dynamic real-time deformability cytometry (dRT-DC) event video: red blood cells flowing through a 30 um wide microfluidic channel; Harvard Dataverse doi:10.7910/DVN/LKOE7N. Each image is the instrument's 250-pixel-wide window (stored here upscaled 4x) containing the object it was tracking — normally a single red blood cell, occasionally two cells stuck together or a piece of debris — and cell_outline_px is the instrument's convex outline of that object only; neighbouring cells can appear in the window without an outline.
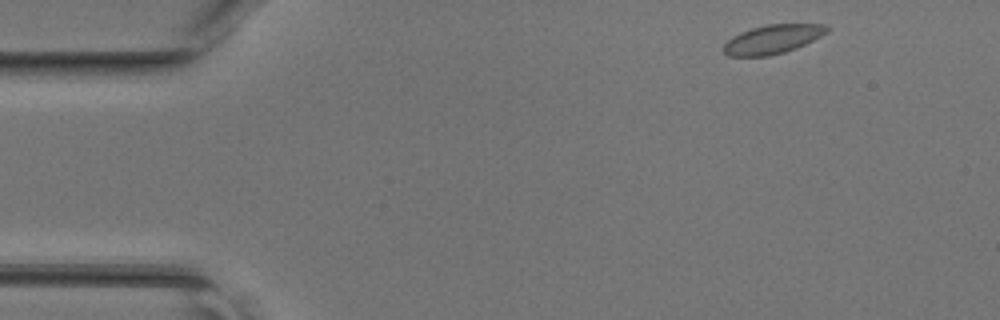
{"species": "common noctule bat (a hibernating species)", "species_latin": "Nyctalus noctula", "temperature_condition": "room temperature", "stored_images_in_passage": 43, "camera_frame_rate_fps": 3000, "um_per_image_px": 0.085, "animal": {"sex": "female", "body_mass_g": 17.0, "forearm_length_mm": 48.0}, "frame": {"image": 1, "passage_image": 2, "time_ms": 0.333, "image_size_px": [1000, 320], "cell_outline_px": [[828, 32], [796, 48], [784, 52], [768, 56], [728, 56], [720, 48], [732, 36], [740, 32], [752, 28], [768, 24], [828, 24]], "centroid_in_image_um": [65.64, 3.33], "position_along_channel_um": 19.4, "area_um2": 17.4}}
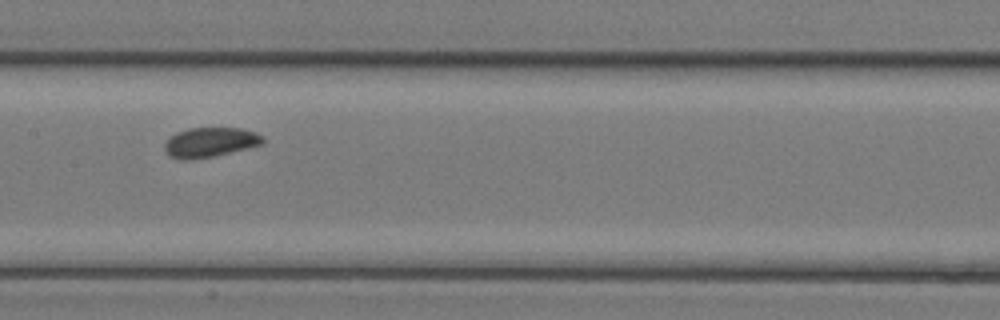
{"frame": {"image": 2, "passage_image": 20, "time_ms": 6.333, "image_size_px": [1000, 320], "cell_outline_px": [[264, 144], [216, 156], [192, 160], [176, 160], [168, 156], [164, 152], [164, 144], [176, 132], [188, 128], [240, 128], [256, 132], [264, 136]], "centroid_in_image_um": [17.84, 12.11], "position_along_channel_um": 189.6, "area_um2": 17.4}}
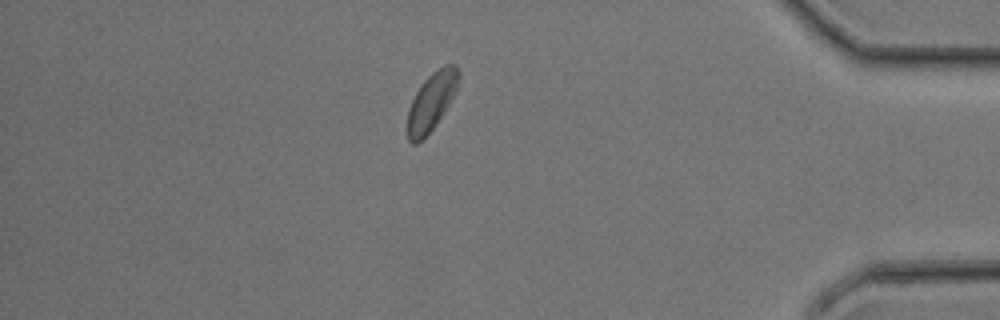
{"frame": {"image": 3, "passage_image": 37, "time_ms": 12.0, "image_size_px": [1000, 320], "cell_outline_px": [[460, 76], [456, 88], [448, 104], [436, 124], [416, 144], [412, 144], [408, 140], [408, 108], [420, 84], [432, 72], [444, 64], [456, 64], [460, 72]], "centroid_in_image_um": [36.67, 8.58], "position_along_channel_um": 398.5, "area_um2": 16.94}}